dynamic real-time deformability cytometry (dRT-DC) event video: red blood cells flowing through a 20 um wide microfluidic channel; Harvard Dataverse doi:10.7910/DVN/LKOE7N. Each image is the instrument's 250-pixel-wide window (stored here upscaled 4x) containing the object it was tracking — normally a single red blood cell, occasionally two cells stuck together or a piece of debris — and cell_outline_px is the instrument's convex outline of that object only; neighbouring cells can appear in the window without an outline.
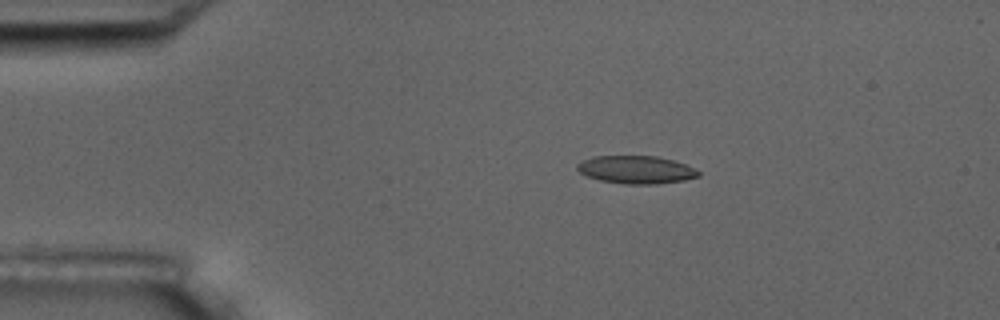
{"species": "common noctule bat (a hibernating species)", "species_latin": "Nyctalus noctula", "temperature_condition": "room temperature", "stored_images_in_passage": 14, "camera_frame_rate_fps": 3000, "um_per_image_px": 0.085, "animal": {"sex": "male", "body_mass_g": 17.5, "forearm_length_mm": 52.3}, "frame": {"image": 1, "passage_image": 1, "time_ms": 0.0, "image_size_px": [1000, 320], "cell_outline_px": [[700, 176], [684, 180], [656, 184], [624, 184], [600, 180], [588, 176], [580, 172], [576, 168], [576, 164], [580, 160], [592, 156], [656, 156], [672, 160], [684, 164], [700, 172]], "centroid_in_image_um": [54.02, 14.42], "position_along_channel_um": 31.0, "area_um2": 19.65}}
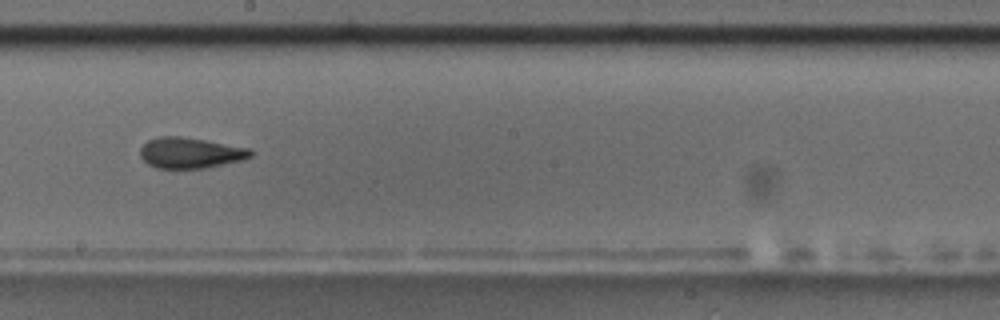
{"frame": {"image": 2, "passage_image": 7, "time_ms": 7.0, "image_size_px": [1000, 320], "cell_outline_px": [[252, 156], [244, 160], [204, 168], [156, 168], [148, 164], [140, 156], [140, 148], [148, 140], [156, 136], [180, 136], [252, 148]], "centroid_in_image_um": [16.19, 12.99], "position_along_channel_um": 232.0, "area_um2": 19.88}}
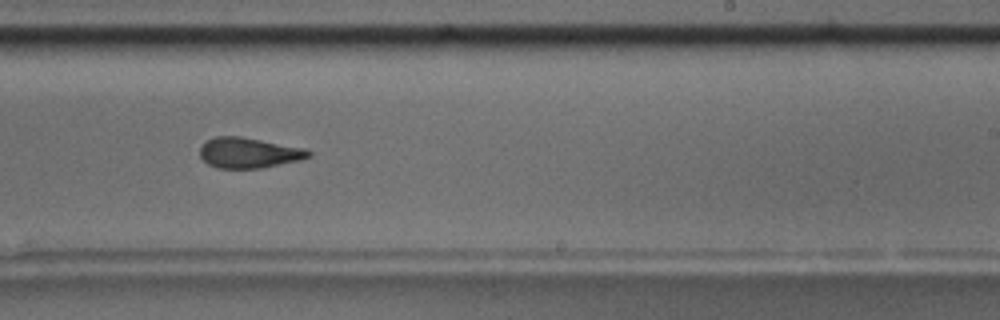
{"frame": {"image": 3, "passage_image": 8, "time_ms": 8.0, "image_size_px": [1000, 320], "cell_outline_px": [[312, 156], [300, 160], [264, 168], [216, 168], [208, 164], [200, 156], [200, 148], [208, 140], [216, 136], [240, 136], [304, 148], [312, 152]], "centroid_in_image_um": [21.17, 13.0], "position_along_channel_um": 267.8, "area_um2": 19.25}}